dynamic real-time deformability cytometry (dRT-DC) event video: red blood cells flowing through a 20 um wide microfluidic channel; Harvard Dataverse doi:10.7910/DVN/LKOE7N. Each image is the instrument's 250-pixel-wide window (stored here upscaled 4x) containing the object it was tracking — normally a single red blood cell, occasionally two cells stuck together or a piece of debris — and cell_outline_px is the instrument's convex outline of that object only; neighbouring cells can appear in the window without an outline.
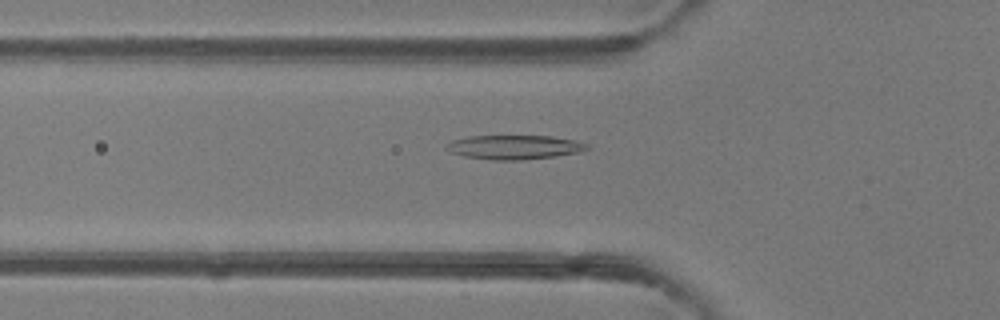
{"species": "common noctule bat (a hibernating species)", "species_latin": "Nyctalus noctula", "temperature_condition": "room temperature", "stored_images_in_passage": 34, "camera_frame_rate_fps": 3000, "um_per_image_px": 0.085, "animal": {"sex": "female"}, "frame": {"image": 1, "passage_image": 2, "time_ms": 0.333, "image_size_px": [1000, 320], "cell_outline_px": [[588, 148], [580, 152], [556, 156], [520, 160], [492, 160], [464, 156], [452, 152], [444, 144], [452, 140], [468, 136], [552, 136], [576, 140], [588, 144]], "centroid_in_image_um": [43.73, 12.5], "position_along_channel_um": 82.1, "area_um2": 19.77}}
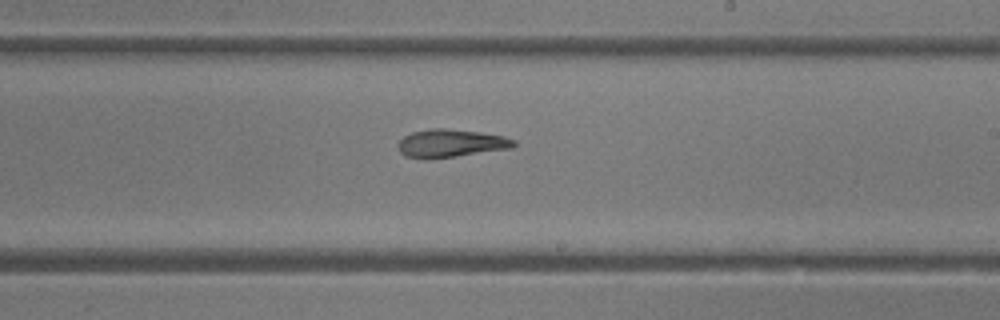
{"frame": {"image": 2, "passage_image": 14, "time_ms": 4.333, "image_size_px": [1000, 320], "cell_outline_px": [[516, 144], [512, 148], [456, 156], [424, 160], [408, 156], [400, 152], [396, 144], [404, 136], [412, 132], [432, 128], [444, 128], [480, 132], [504, 136], [516, 140]], "centroid_in_image_um": [38.3, 12.18], "position_along_channel_um": 250.7, "area_um2": 18.96}}
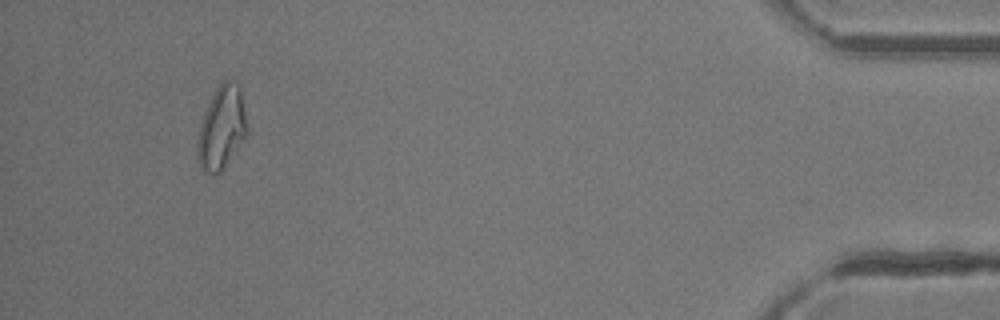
{"frame": {"image": 3, "passage_image": 31, "time_ms": 10.0, "image_size_px": [1000, 320], "cell_outline_px": [[248, 132], [220, 172], [212, 176], [204, 172], [200, 168], [196, 152], [196, 144], [200, 124], [204, 112], [216, 88], [224, 80], [236, 80], [240, 84], [248, 128]], "centroid_in_image_um": [18.83, 10.85], "position_along_channel_um": 416.4, "area_um2": 24.16}}